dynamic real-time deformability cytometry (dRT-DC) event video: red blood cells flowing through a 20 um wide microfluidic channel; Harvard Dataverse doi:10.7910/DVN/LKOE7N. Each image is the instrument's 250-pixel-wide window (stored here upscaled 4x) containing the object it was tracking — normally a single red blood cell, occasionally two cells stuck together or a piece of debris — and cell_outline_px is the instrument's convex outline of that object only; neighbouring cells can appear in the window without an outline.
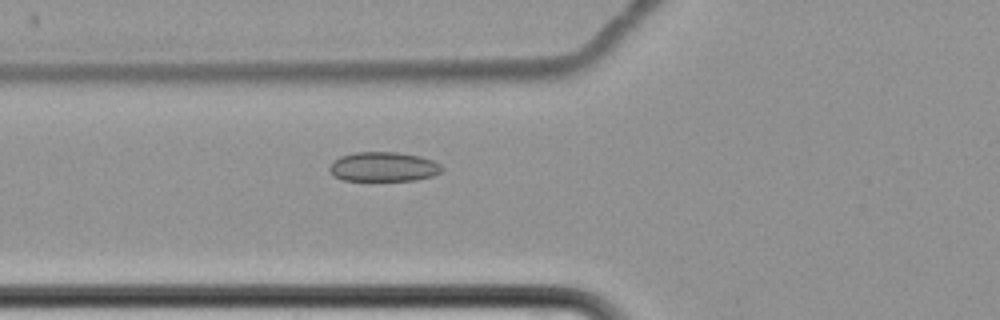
{"species": "common noctule bat (a hibernating species)", "species_latin": "Nyctalus noctula", "temperature_condition": "cold", "stored_images_in_passage": 5, "camera_frame_rate_fps": 3000, "um_per_image_px": 0.085, "animal": {"sex": "female", "body_mass_g": 22.7, "forearm_length_mm": 54.2}, "frame": {"image": 1, "passage_image": 5, "time_ms": 7.0, "image_size_px": [1000, 320], "cell_outline_px": [[444, 168], [440, 172], [432, 176], [416, 180], [368, 184], [344, 180], [332, 176], [328, 168], [332, 160], [340, 156], [356, 152], [396, 152], [420, 156], [432, 160], [440, 164]], "centroid_in_image_um": [32.53, 14.23], "position_along_channel_um": 93.3, "area_um2": 20.46}}